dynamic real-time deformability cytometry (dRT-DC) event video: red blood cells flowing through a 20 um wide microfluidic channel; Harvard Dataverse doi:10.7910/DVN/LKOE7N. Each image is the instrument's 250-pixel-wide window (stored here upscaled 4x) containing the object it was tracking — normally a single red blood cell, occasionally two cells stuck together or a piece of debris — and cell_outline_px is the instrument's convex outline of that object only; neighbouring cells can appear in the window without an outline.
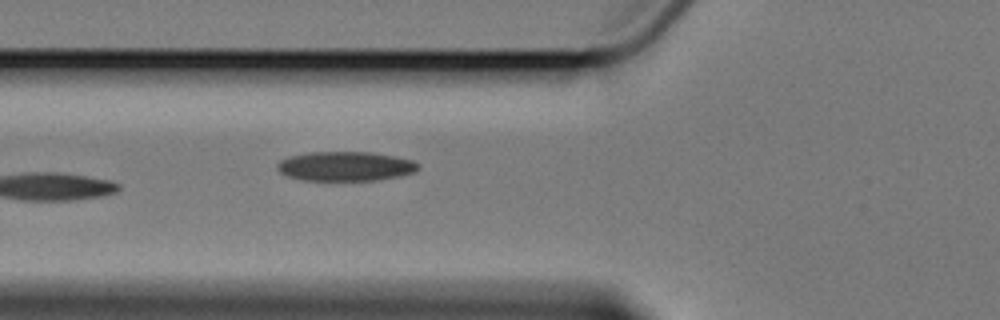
{"species": "Egyptian fruit bat (a non-hibernating species)", "species_latin": "Rousettus aegyptiacus", "temperature_condition": "cold", "stored_images_in_passage": 6, "camera_frame_rate_fps": 3000, "um_per_image_px": 0.085, "animal": {"sex": "female"}, "frame": {"image": 1, "passage_image": 6, "time_ms": 6.0, "image_size_px": [1000, 320], "cell_outline_px": [[420, 168], [416, 172], [400, 176], [372, 180], [300, 180], [288, 176], [280, 172], [276, 168], [276, 164], [280, 160], [288, 156], [308, 152], [372, 152], [396, 156], [412, 160], [420, 164]], "centroid_in_image_um": [29.36, 14.12], "position_along_channel_um": 96.4, "area_um2": 24.39}}